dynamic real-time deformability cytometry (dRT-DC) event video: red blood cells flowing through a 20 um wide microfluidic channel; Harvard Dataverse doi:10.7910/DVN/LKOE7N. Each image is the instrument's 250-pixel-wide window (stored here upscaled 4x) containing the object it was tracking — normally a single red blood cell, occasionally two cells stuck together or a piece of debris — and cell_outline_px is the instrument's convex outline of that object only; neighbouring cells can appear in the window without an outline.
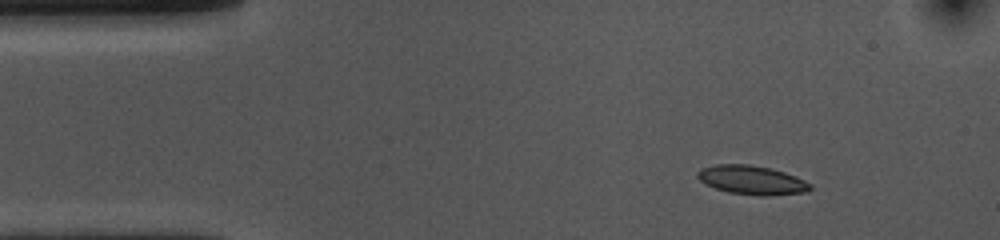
{"species": "common noctule bat (a hibernating species)", "species_latin": "Nyctalus noctula", "temperature_condition": "cold", "stored_images_in_passage": 48, "camera_frame_rate_fps": 3000, "um_per_image_px": 0.085, "animal": {"sex": "female", "body_mass_g": 10.0, "forearm_length_mm": 53.1}, "frame": {"image": 1, "passage_image": 1, "time_ms": 0.0, "image_size_px": [1000, 240], "cell_outline_px": [[812, 188], [808, 192], [768, 196], [760, 196], [728, 192], [716, 188], [700, 180], [696, 176], [696, 172], [700, 168], [716, 164], [748, 164], [772, 168], [796, 176], [812, 184]], "centroid_in_image_um": [63.93, 15.3], "position_along_channel_um": 21.1, "area_um2": 19.19}}
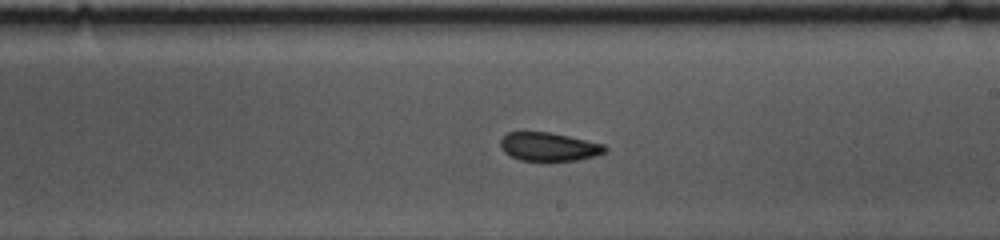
{"frame": {"image": 2, "passage_image": 24, "time_ms": 7.667, "image_size_px": [1000, 240], "cell_outline_px": [[608, 152], [596, 156], [576, 160], [520, 160], [504, 152], [500, 144], [500, 140], [508, 132], [548, 132], [568, 136], [604, 144], [608, 148]], "centroid_in_image_um": [46.69, 12.47], "position_along_channel_um": 242.3, "area_um2": 17.22}}
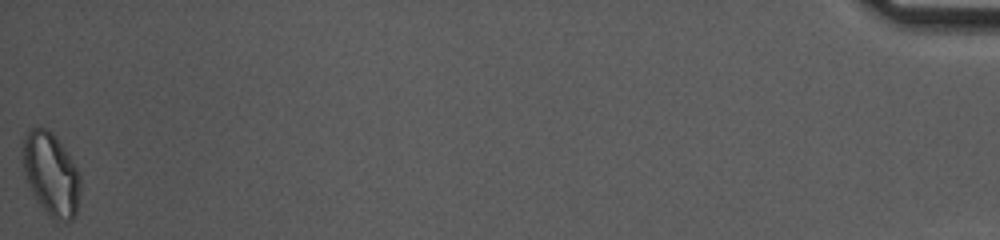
{"frame": {"image": 3, "passage_image": 48, "time_ms": 15.667, "image_size_px": [1000, 240], "cell_outline_px": [[80, 192], [76, 212], [72, 220], [56, 220], [36, 200], [28, 184], [20, 160], [24, 136], [32, 128], [48, 128], [56, 136], [64, 148], [76, 168], [80, 176]], "centroid_in_image_um": [4.31, 14.76], "position_along_channel_um": 430.9, "area_um2": 27.69}, "authors_computed_cell_mechanics": {"area_um2": 18.8717, "velocity_mm_per_s": 3.67, "shape_relaxation_time_tau1_ms": 3.0549, "shape_relaxation_time_tau2_ms": 2.4206, "deformation_change_tau1": 0.1053, "deformation_change_tau2": 0.0876}}